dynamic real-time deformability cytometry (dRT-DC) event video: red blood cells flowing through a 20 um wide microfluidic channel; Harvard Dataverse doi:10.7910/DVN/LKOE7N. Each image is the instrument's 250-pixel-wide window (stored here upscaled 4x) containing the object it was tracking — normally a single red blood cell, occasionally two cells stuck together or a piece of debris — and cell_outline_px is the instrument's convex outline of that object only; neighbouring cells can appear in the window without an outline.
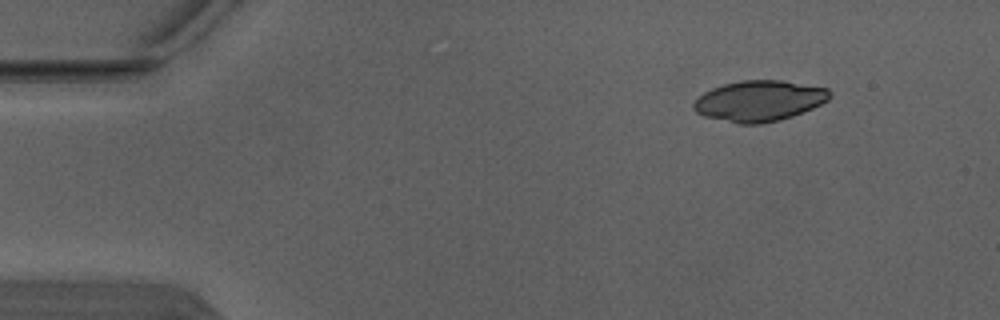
{"species": "Egyptian fruit bat (a non-hibernating species)", "species_latin": "Rousettus aegyptiacus", "temperature_condition": "warm", "stored_images_in_passage": 5, "segment_of_instrument_passage": [2, 2], "camera_frame_rate_fps": 3000, "um_per_image_px": 0.085, "animal": {"sex": "male"}, "frame": {"image": 1, "passage_image": 5, "time_ms": 1.333, "image_size_px": [1000, 320], "cell_outline_px": [[832, 96], [828, 100], [812, 108], [792, 116], [780, 120], [760, 124], [736, 124], [704, 116], [696, 112], [692, 108], [692, 104], [704, 92], [712, 88], [724, 84], [740, 80], [780, 80], [828, 88], [832, 92]], "centroid_in_image_um": [64.53, 8.58], "position_along_channel_um": 20.5, "area_um2": 32.43}}